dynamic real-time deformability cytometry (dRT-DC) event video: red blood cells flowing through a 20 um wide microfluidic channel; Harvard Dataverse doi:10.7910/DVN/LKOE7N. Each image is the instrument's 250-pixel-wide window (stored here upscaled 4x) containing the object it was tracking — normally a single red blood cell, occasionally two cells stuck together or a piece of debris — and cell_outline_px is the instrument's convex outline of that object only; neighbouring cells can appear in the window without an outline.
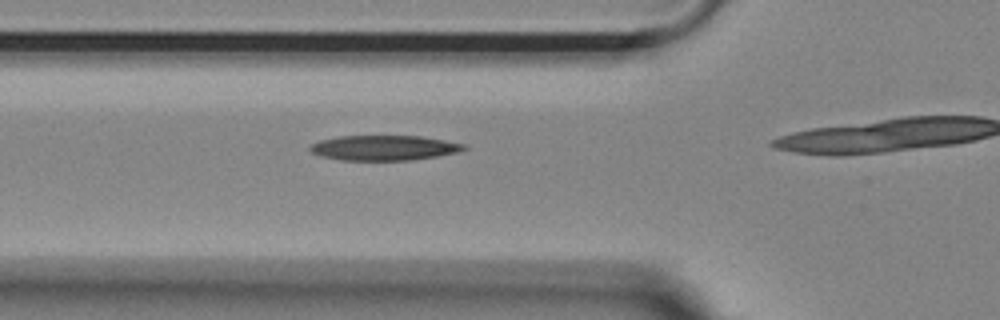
{"species": "Egyptian fruit bat (a non-hibernating species)", "species_latin": "Rousettus aegyptiacus", "temperature_condition": "room temperature", "stored_images_in_passage": 11, "camera_frame_rate_fps": 3000, "um_per_image_px": 0.085, "animal": {"sex": "female"}, "frame": {"image": 1, "passage_image": 7, "time_ms": 2.0, "image_size_px": [1000, 320], "cell_outline_px": [[468, 148], [460, 152], [412, 160], [340, 160], [320, 156], [312, 152], [308, 148], [312, 144], [320, 140], [340, 136], [420, 136], [468, 144]], "centroid_in_image_um": [32.68, 12.56], "position_along_channel_um": 93.1, "area_um2": 22.54}}
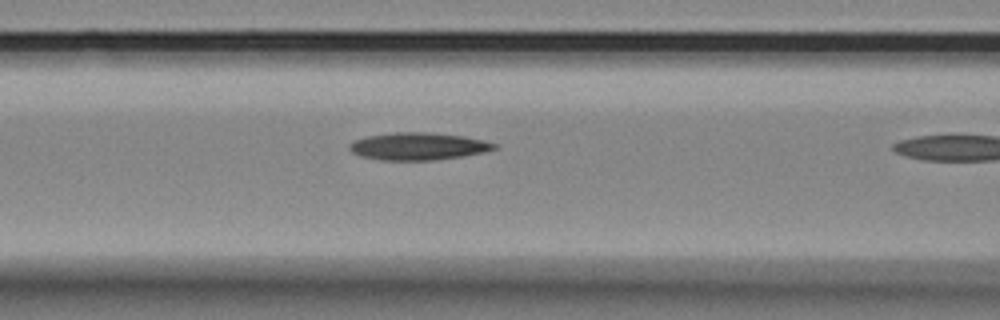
{"frame": {"image": 2, "passage_image": 10, "time_ms": 3.0, "image_size_px": [1000, 320], "cell_outline_px": [[496, 148], [484, 152], [464, 156], [432, 160], [380, 160], [360, 156], [352, 152], [348, 148], [348, 144], [352, 140], [368, 136], [396, 132], [432, 132], [464, 136], [484, 140], [496, 144]], "centroid_in_image_um": [35.51, 12.43], "position_along_channel_um": 131.1, "area_um2": 23.24}}